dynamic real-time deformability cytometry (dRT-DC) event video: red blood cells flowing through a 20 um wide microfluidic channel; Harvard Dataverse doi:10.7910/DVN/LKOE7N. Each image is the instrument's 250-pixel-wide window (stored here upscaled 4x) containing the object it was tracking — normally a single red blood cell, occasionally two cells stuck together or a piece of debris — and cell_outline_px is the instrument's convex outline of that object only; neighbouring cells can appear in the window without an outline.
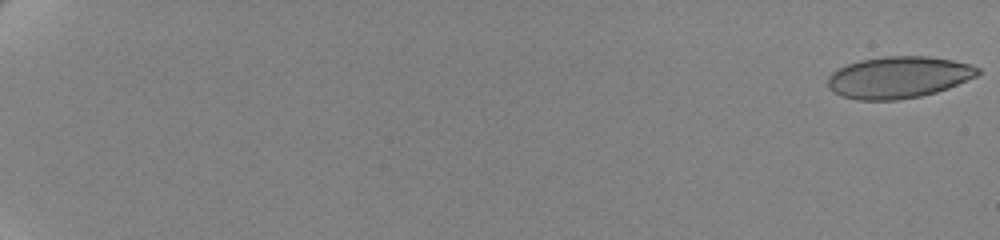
{"species": "human", "species_latin": "Homo sapiens", "temperature_condition": "cold", "stored_images_in_passage": 62, "camera_frame_rate_fps": 3000, "um_per_image_px": 0.085, "donor": {"sex": "female"}, "frame": {"image": 1, "passage_image": 1, "time_ms": 0.0, "image_size_px": [1000, 240], "cell_outline_px": [[980, 72], [976, 76], [948, 88], [936, 92], [920, 96], [896, 100], [856, 100], [844, 96], [828, 88], [828, 76], [832, 72], [848, 64], [860, 60], [888, 56], [928, 56], [952, 60], [968, 64], [980, 68]], "centroid_in_image_um": [76.38, 6.57], "position_along_channel_um": 8.6, "area_um2": 36.18}}
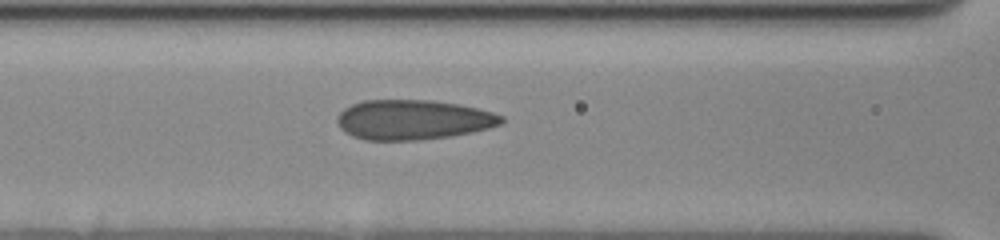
{"frame": {"image": 2, "passage_image": 31, "time_ms": 10.0, "image_size_px": [1000, 240], "cell_outline_px": [[504, 120], [500, 124], [488, 128], [448, 136], [416, 140], [364, 140], [352, 136], [344, 132], [340, 128], [336, 120], [336, 116], [344, 108], [352, 104], [364, 100], [432, 100], [456, 104], [476, 108], [492, 112], [504, 116]], "centroid_in_image_um": [35.05, 10.17], "position_along_channel_um": 131.6, "area_um2": 37.97}}
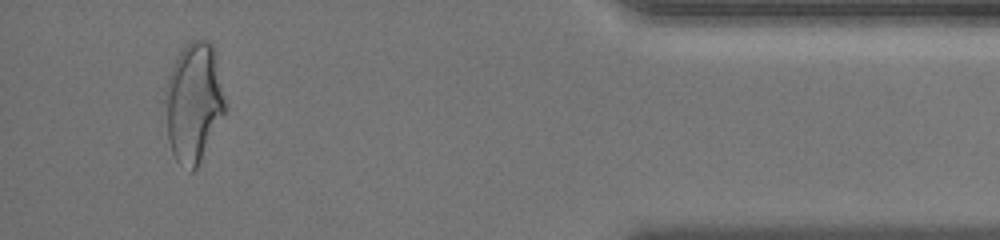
{"frame": {"image": 3, "passage_image": 59, "time_ms": 19.333, "image_size_px": [1000, 240], "cell_outline_px": [[228, 108], [196, 168], [192, 172], [188, 172], [176, 160], [172, 152], [168, 140], [164, 100], [164, 88], [168, 76], [180, 52], [192, 40], [208, 40], [212, 44], [216, 52], [228, 104]], "centroid_in_image_um": [16.49, 8.71], "position_along_channel_um": 418.7, "area_um2": 42.48}, "authors_computed_cell_mechanics": {"area_um2": 37.5122, "velocity_mm_per_s": 3.5022, "shape_relaxation_time_tau1_ms": 10.0279, "shape_relaxation_time_tau2_ms": 0.936, "deformation_change_tau1": 0.2115, "deformation_change_tau2": 0.0676}}